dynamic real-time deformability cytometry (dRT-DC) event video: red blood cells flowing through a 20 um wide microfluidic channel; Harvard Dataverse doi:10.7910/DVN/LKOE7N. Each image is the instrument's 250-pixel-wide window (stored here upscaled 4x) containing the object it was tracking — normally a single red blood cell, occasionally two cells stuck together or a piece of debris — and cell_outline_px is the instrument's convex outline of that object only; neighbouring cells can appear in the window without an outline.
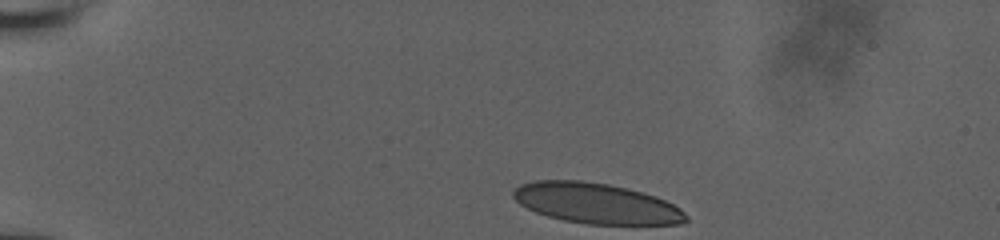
{"species": "human", "species_latin": "Homo sapiens", "temperature_condition": "room temperature", "stored_images_in_passage": 11, "camera_frame_rate_fps": 3000, "um_per_image_px": 0.085, "donor": {"sex": "male"}, "frame": {"image": 1, "passage_image": 1, "time_ms": 0.0, "image_size_px": [1000, 240], "cell_outline_px": [[688, 220], [680, 224], [588, 224], [564, 220], [548, 216], [536, 212], [520, 204], [512, 196], [512, 188], [520, 184], [536, 180], [580, 180], [608, 184], [656, 196], [680, 208], [688, 216]], "centroid_in_image_um": [50.65, 17.28], "position_along_channel_um": 34.3, "area_um2": 40.58}}
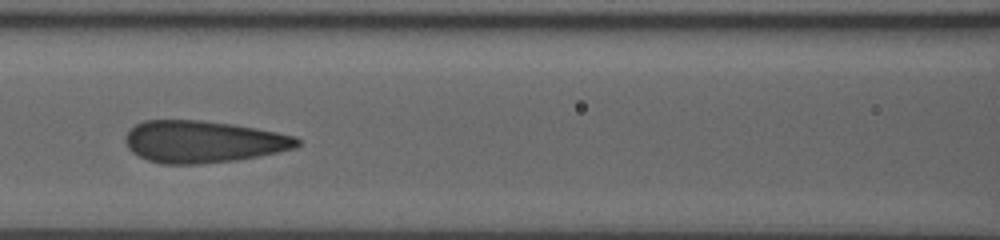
{"frame": {"image": 2, "passage_image": 8, "time_ms": 5.0, "image_size_px": [1000, 240], "cell_outline_px": [[300, 144], [296, 148], [236, 160], [200, 164], [160, 164], [148, 160], [132, 152], [128, 148], [124, 140], [124, 136], [136, 124], [144, 120], [200, 120], [232, 124], [256, 128], [296, 136], [300, 140]], "centroid_in_image_um": [17.25, 12.04], "position_along_channel_um": 149.4, "area_um2": 42.02}}
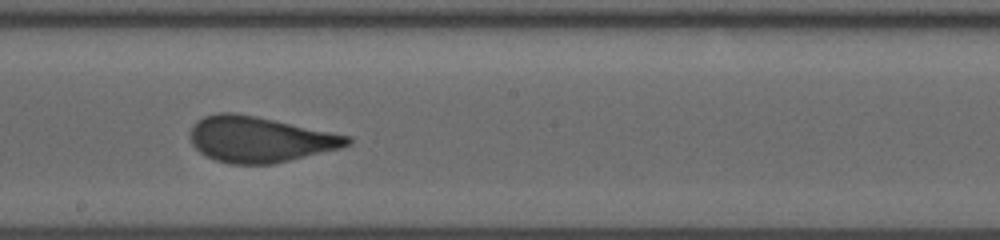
{"frame": {"image": 3, "passage_image": 10, "time_ms": 7.0, "image_size_px": [1000, 240], "cell_outline_px": [[352, 144], [340, 148], [272, 164], [232, 164], [216, 160], [204, 156], [192, 144], [192, 128], [196, 120], [204, 116], [220, 112], [232, 112], [256, 116], [352, 136]], "centroid_in_image_um": [22.09, 11.84], "position_along_channel_um": 226.1, "area_um2": 41.67}}